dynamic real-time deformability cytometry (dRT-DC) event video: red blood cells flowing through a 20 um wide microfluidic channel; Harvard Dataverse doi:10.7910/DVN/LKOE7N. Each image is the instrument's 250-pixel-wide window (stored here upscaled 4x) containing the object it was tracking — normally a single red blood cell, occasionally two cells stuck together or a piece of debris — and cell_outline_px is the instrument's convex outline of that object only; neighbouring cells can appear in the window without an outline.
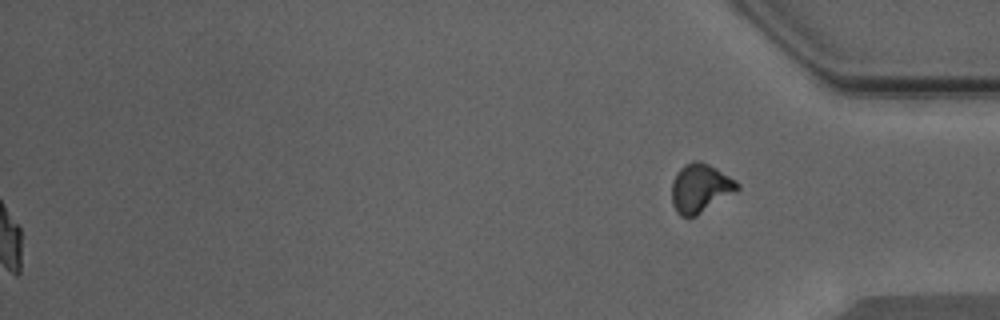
{"species": "Egyptian fruit bat (a non-hibernating species)", "species_latin": "Rousettus aegyptiacus", "temperature_condition": "warm", "stored_images_in_passage": 37, "segment_of_instrument_passage": [2, 2], "camera_frame_rate_fps": 3000, "um_per_image_px": 0.085, "animal": {"sex": "male"}, "frame": {"image": 1, "passage_image": 37, "time_ms": 12.0, "image_size_px": [1000, 320], "cell_outline_px": [[740, 188], [736, 192], [696, 216], [688, 220], [680, 216], [676, 212], [672, 204], [672, 180], [676, 172], [684, 164], [692, 160], [700, 160], [716, 168], [736, 180], [740, 184]], "centroid_in_image_um": [59.5, 16.01], "position_along_channel_um": 375.7, "area_um2": 19.07}}